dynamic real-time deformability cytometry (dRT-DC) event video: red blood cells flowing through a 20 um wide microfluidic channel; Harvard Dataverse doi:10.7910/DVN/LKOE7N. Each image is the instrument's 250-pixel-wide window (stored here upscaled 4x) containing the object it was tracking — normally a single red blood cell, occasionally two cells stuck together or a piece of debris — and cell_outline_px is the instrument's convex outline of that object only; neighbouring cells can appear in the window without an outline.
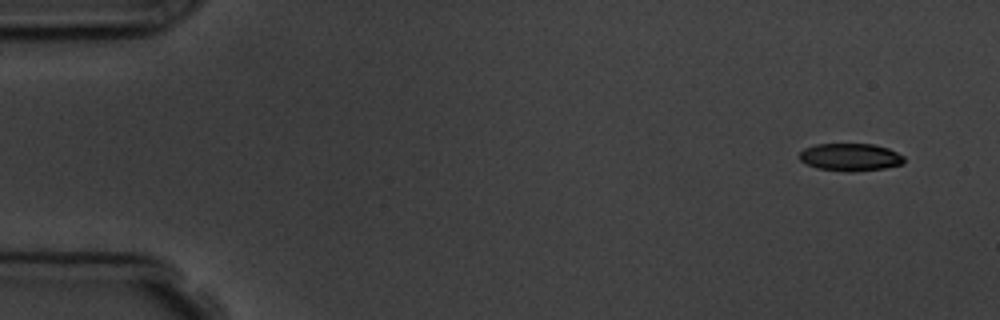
{"species": "common noctule bat (a hibernating species)", "species_latin": "Nyctalus noctula", "temperature_condition": "room temperature", "stored_images_in_passage": 5, "camera_frame_rate_fps": 3000, "um_per_image_px": 0.085, "animal": {"sex": "male", "body_mass_g": 19.5, "forearm_length_mm": 54.6}, "frame": {"image": 1, "passage_image": 1, "time_ms": 0.0, "image_size_px": [1000, 320], "cell_outline_px": [[904, 164], [884, 168], [848, 172], [816, 168], [800, 160], [800, 152], [804, 148], [816, 144], [872, 144], [888, 148], [904, 156]], "centroid_in_image_um": [72.28, 13.35], "position_along_channel_um": 12.7, "area_um2": 16.76}}